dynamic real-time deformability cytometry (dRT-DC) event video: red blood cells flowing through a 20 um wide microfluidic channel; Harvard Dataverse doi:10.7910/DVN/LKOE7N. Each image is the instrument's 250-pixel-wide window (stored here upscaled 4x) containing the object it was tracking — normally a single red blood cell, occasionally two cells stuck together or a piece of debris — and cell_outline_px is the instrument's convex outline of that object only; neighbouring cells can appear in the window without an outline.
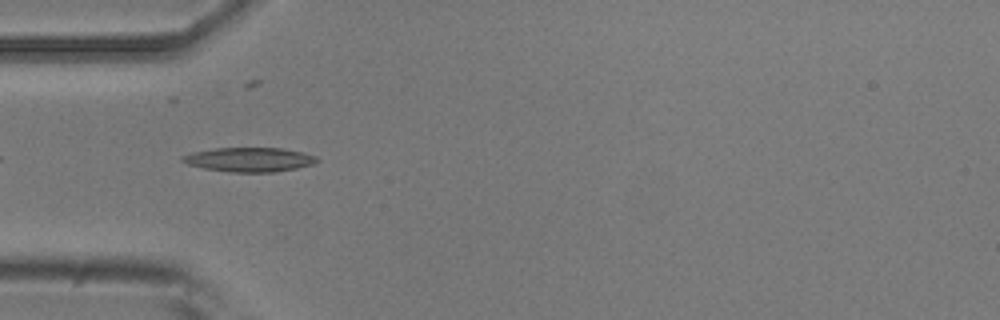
{"species": "common noctule bat (a hibernating species)", "species_latin": "Nyctalus noctula", "temperature_condition": "room temperature", "stored_images_in_passage": 7, "camera_frame_rate_fps": 3000, "um_per_image_px": 0.085, "animal": {"sex": "male", "body_mass_g": 20.5, "forearm_length_mm": 52.5}, "frame": {"image": 1, "passage_image": 5, "time_ms": 4.667, "image_size_px": [1000, 320], "cell_outline_px": [[320, 160], [312, 164], [296, 168], [276, 172], [228, 172], [204, 168], [188, 164], [180, 160], [180, 156], [192, 152], [216, 148], [280, 148], [304, 152], [316, 156]], "centroid_in_image_um": [21.19, 13.56], "position_along_channel_um": 63.8, "area_um2": 19.07}}
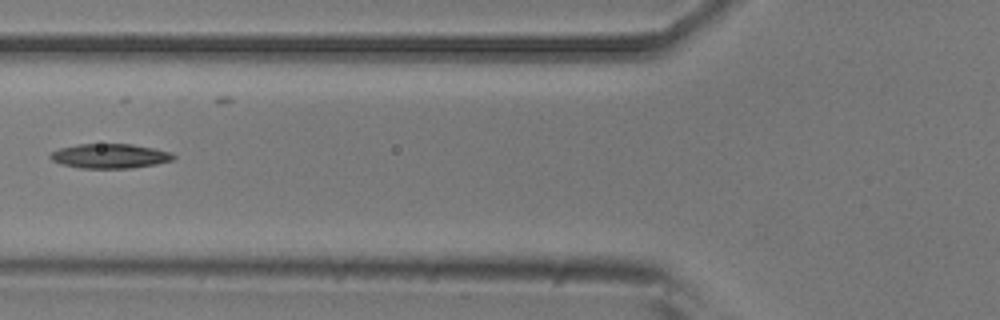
{"frame": {"image": 2, "passage_image": 6, "time_ms": 6.0, "image_size_px": [1000, 320], "cell_outline_px": [[176, 156], [172, 160], [156, 164], [132, 168], [80, 168], [64, 164], [52, 160], [48, 156], [52, 152], [60, 148], [80, 144], [132, 144], [172, 152]], "centroid_in_image_um": [9.36, 13.26], "position_along_channel_um": 116.4, "area_um2": 17.46}}
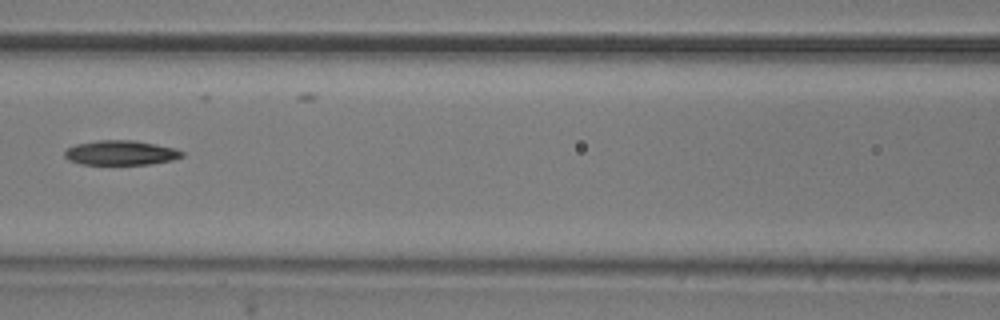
{"frame": {"image": 3, "passage_image": 7, "time_ms": 7.0, "image_size_px": [1000, 320], "cell_outline_px": [[184, 156], [172, 160], [148, 164], [80, 164], [68, 160], [64, 156], [64, 152], [68, 148], [76, 144], [96, 140], [132, 140], [156, 144], [176, 148], [184, 152]], "centroid_in_image_um": [10.27, 12.98], "position_along_channel_um": 156.3, "area_um2": 16.88}}